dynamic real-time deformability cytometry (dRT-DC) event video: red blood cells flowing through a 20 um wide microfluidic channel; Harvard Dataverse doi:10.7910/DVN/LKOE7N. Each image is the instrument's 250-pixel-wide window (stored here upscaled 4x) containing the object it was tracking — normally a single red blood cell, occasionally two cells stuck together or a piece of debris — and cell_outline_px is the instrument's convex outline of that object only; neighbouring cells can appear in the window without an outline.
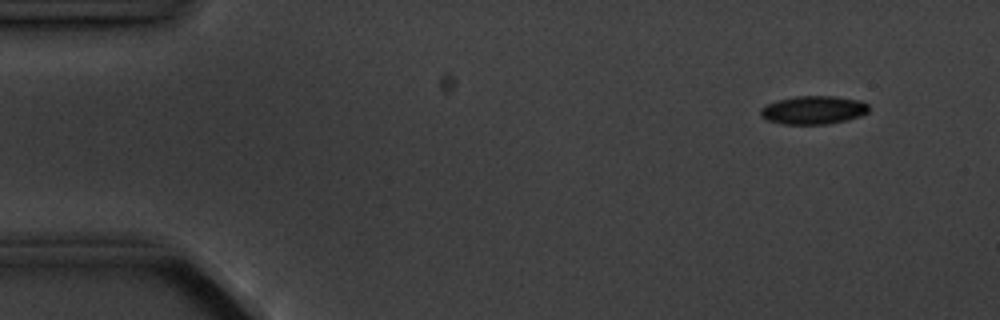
{"species": "common noctule bat (a hibernating species)", "species_latin": "Nyctalus noctula", "temperature_condition": "cold", "stored_images_in_passage": 5, "camera_frame_rate_fps": 3000, "um_per_image_px": 0.085, "animal": {"sex": "male", "body_mass_g": 20.1, "forearm_length_mm": 53.5}, "frame": {"image": 1, "passage_image": 2, "time_ms": 1.0, "image_size_px": [1000, 320], "cell_outline_px": [[868, 112], [860, 116], [848, 120], [828, 124], [780, 124], [768, 120], [760, 116], [760, 108], [764, 104], [776, 100], [796, 96], [836, 96], [860, 100], [868, 104]], "centroid_in_image_um": [69.11, 9.35], "position_along_channel_um": 15.9, "area_um2": 18.15}}
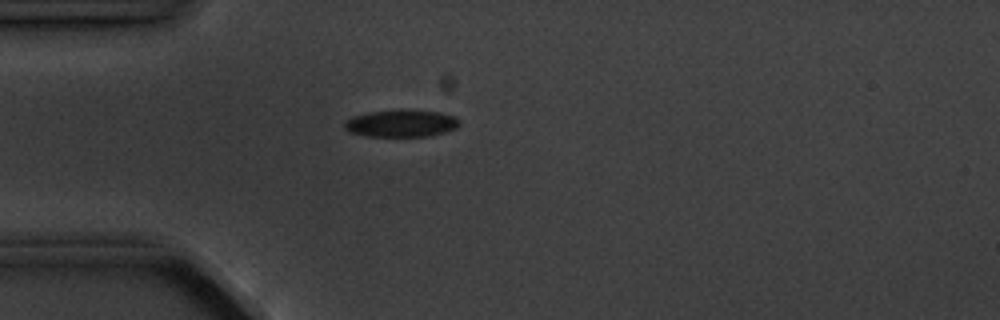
{"frame": {"image": 2, "passage_image": 4, "time_ms": 4.333, "image_size_px": [1000, 320], "cell_outline_px": [[460, 124], [456, 128], [444, 132], [428, 136], [364, 136], [348, 132], [344, 128], [344, 124], [352, 116], [368, 112], [400, 108], [440, 112], [452, 116], [460, 120]], "centroid_in_image_um": [34.08, 10.47], "position_along_channel_um": 50.9, "area_um2": 18.5}}